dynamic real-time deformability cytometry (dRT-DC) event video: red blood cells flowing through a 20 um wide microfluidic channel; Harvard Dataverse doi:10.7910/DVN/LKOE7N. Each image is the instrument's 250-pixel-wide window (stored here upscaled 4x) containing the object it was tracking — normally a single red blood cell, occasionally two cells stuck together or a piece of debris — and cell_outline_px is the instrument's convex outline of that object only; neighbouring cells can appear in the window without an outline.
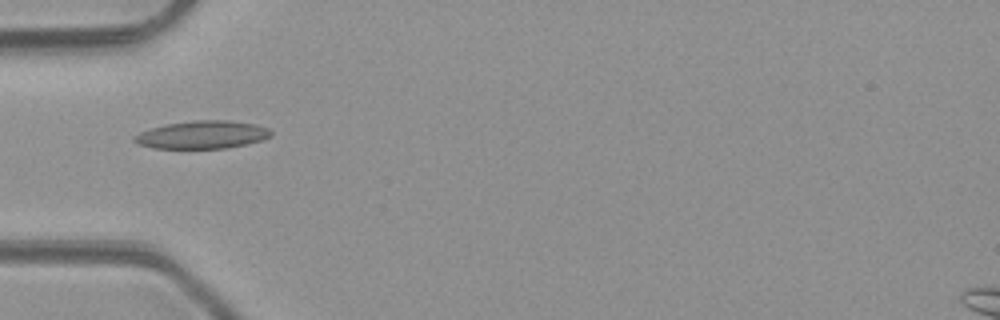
{"species": "common noctule bat (a hibernating species)", "species_latin": "Nyctalus noctula", "temperature_condition": "room temperature", "stored_images_in_passage": 5, "camera_frame_rate_fps": 3000, "um_per_image_px": 0.085, "animal": {"sex": "male", "body_mass_g": 23.1, "forearm_length_mm": 52.7}, "frame": {"image": 1, "passage_image": 4, "time_ms": 3.667, "image_size_px": [1000, 320], "cell_outline_px": [[272, 136], [264, 140], [248, 144], [224, 148], [156, 148], [140, 144], [132, 140], [132, 136], [140, 132], [152, 128], [168, 124], [192, 120], [228, 120], [256, 124], [268, 128], [272, 132]], "centroid_in_image_um": [17.24, 11.45], "position_along_channel_um": 67.8, "area_um2": 22.2}}
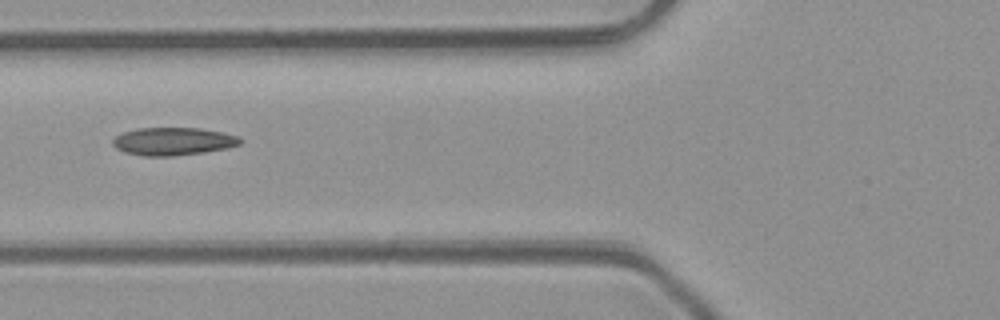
{"frame": {"image": 2, "passage_image": 5, "time_ms": 4.667, "image_size_px": [1000, 320], "cell_outline_px": [[240, 144], [228, 148], [204, 152], [172, 156], [144, 156], [124, 152], [116, 148], [112, 144], [112, 140], [116, 136], [124, 132], [136, 128], [200, 128], [240, 136]], "centroid_in_image_um": [14.7, 12.02], "position_along_channel_um": 111.1, "area_um2": 20.63}}